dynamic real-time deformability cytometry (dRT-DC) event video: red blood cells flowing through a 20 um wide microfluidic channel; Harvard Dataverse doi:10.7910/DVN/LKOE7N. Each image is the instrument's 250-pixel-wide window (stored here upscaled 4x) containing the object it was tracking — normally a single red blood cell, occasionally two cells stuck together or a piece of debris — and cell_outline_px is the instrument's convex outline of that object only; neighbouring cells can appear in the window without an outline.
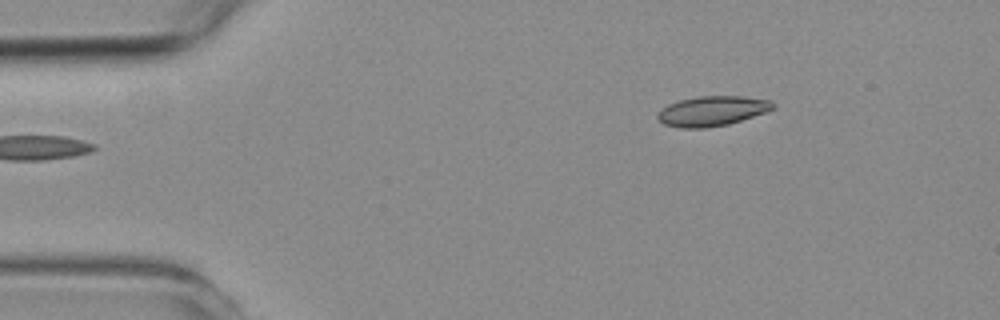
{"species": "common noctule bat (a hibernating species)", "species_latin": "Nyctalus noctula", "temperature_condition": "room temperature", "stored_images_in_passage": 48, "camera_frame_rate_fps": 3000, "um_per_image_px": 0.085, "animal": {"sex": "female", "body_mass_g": 19.3, "forearm_length_mm": 54.1}, "frame": {"image": 1, "passage_image": 1, "time_ms": 0.0, "image_size_px": [1000, 320], "cell_outline_px": [[776, 108], [728, 124], [704, 128], [680, 128], [664, 124], [656, 116], [660, 108], [668, 104], [680, 100], [700, 96], [740, 96], [772, 100], [776, 104]], "centroid_in_image_um": [60.52, 9.43], "position_along_channel_um": 24.5, "area_um2": 20.06}}
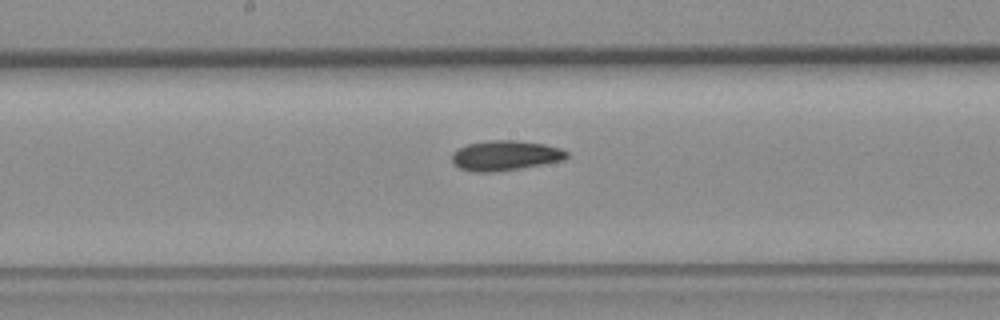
{"frame": {"image": 2, "passage_image": 21, "time_ms": 6.667, "image_size_px": [1000, 320], "cell_outline_px": [[568, 156], [564, 160], [520, 168], [496, 172], [472, 172], [460, 168], [452, 164], [452, 152], [468, 144], [492, 140], [516, 140], [544, 144], [560, 148], [568, 152]], "centroid_in_image_um": [42.93, 13.22], "position_along_channel_um": 205.3, "area_um2": 20.06}}
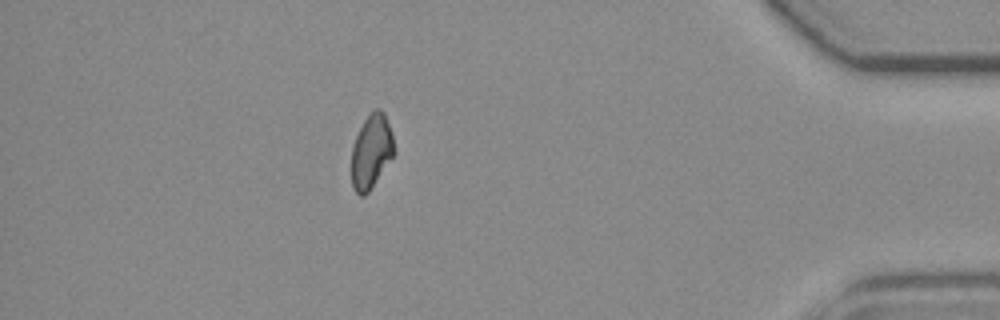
{"frame": {"image": 3, "passage_image": 41, "time_ms": 13.333, "image_size_px": [1000, 320], "cell_outline_px": [[396, 152], [368, 192], [364, 196], [360, 196], [352, 188], [352, 148], [356, 136], [364, 120], [376, 108], [380, 108], [384, 112], [392, 132]], "centroid_in_image_um": [31.58, 12.87], "position_along_channel_um": 403.6, "area_um2": 18.32}, "authors_computed_cell_mechanics": {"area_um2": 19.4497, "velocity_mm_per_s": 3.7289, "shape_relaxation_time_tau1_ms": null, "shape_relaxation_time_tau2_ms": 8.5614, "deformation_change_tau1": null, "deformation_change_tau2": 0.1198}}